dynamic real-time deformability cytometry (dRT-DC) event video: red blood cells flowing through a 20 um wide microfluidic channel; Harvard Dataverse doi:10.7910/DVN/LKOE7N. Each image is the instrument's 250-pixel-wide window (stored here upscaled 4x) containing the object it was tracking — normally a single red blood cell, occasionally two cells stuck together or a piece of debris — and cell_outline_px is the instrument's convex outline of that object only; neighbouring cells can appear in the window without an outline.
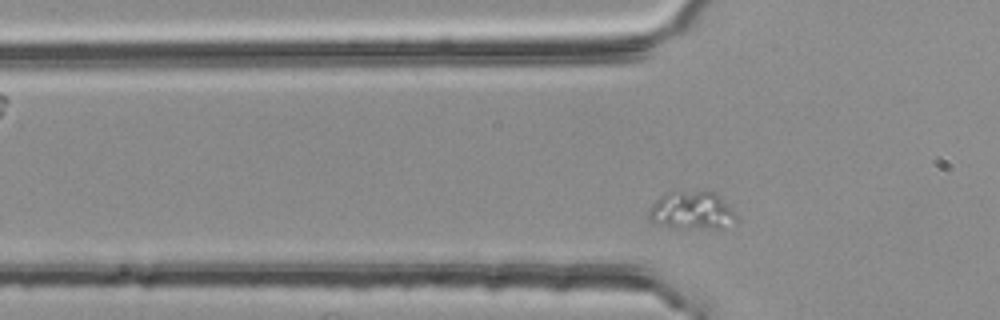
{"species": "common noctule bat (a hibernating species)", "species_latin": "Nyctalus noctula", "temperature_condition": "room temperature", "stored_images_in_passage": 2, "camera_frame_rate_fps": 3000, "um_per_image_px": 0.085, "animal": {"sex": "female", "body_mass_g": 25.1}, "frame": {"image": 1, "passage_image": 2, "time_ms": 0.333, "image_size_px": [1000, 320], "cell_outline_px": [[736, 220], [724, 228], [668, 228], [648, 220], [648, 212], [652, 204], [664, 192], [716, 192], [736, 212]], "centroid_in_image_um": [58.79, 17.91], "position_along_channel_um": 67.0, "area_um2": 19.54}}